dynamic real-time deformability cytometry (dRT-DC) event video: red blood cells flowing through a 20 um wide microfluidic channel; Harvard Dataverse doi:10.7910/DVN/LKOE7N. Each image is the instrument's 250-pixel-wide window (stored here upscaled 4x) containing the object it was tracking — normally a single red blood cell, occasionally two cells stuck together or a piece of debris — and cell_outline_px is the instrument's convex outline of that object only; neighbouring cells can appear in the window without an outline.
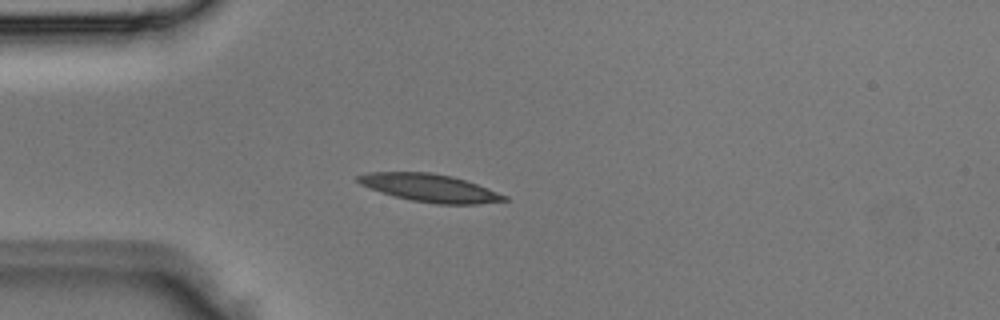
{"species": "Egyptian fruit bat (a non-hibernating species)", "species_latin": "Rousettus aegyptiacus", "temperature_condition": "room temperature", "stored_images_in_passage": 2, "camera_frame_rate_fps": 3000, "um_per_image_px": 0.085, "animal": {"sex": "male"}, "frame": {"image": 1, "passage_image": 2, "time_ms": 0.333, "image_size_px": [1000, 320], "cell_outline_px": [[508, 200], [476, 204], [436, 204], [412, 200], [396, 196], [360, 184], [356, 180], [356, 176], [368, 172], [432, 172], [452, 176], [488, 188], [508, 196]], "centroid_in_image_um": [36.56, 15.96], "position_along_channel_um": 48.4, "area_um2": 23.41}}